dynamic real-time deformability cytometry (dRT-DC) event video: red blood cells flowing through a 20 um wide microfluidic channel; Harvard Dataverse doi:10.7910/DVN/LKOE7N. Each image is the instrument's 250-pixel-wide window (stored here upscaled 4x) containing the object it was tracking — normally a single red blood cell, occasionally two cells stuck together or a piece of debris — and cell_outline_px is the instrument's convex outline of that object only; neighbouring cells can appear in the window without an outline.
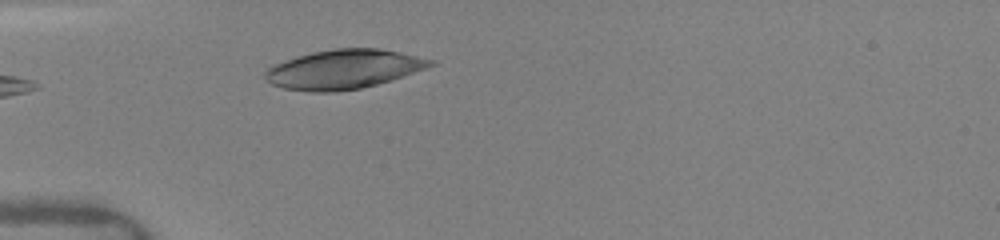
{"species": "human", "species_latin": "Homo sapiens", "temperature_condition": "warm", "stored_images_in_passage": 12, "camera_frame_rate_fps": 3000, "um_per_image_px": 0.085, "donor": {"sex": "female"}, "frame": {"image": 1, "passage_image": 1, "time_ms": 0.0, "image_size_px": [1000, 240], "cell_outline_px": [[436, 64], [376, 84], [360, 88], [336, 92], [308, 92], [284, 88], [272, 84], [264, 80], [264, 72], [268, 68], [276, 64], [312, 52], [336, 48], [376, 48], [436, 60]], "centroid_in_image_um": [29.16, 5.89], "position_along_channel_um": 55.8, "area_um2": 37.17}}
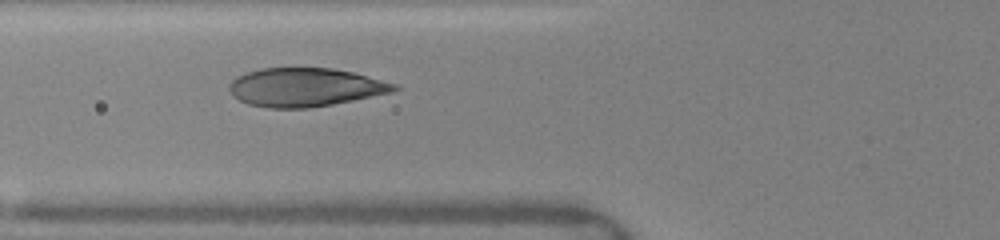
{"frame": {"image": 2, "passage_image": 3, "time_ms": 1.333, "image_size_px": [1000, 240], "cell_outline_px": [[404, 88], [392, 92], [332, 104], [308, 108], [268, 108], [248, 104], [232, 96], [228, 88], [228, 84], [236, 76], [260, 68], [332, 68], [352, 72], [396, 84]], "centroid_in_image_um": [25.91, 7.42], "position_along_channel_um": 99.9, "area_um2": 37.05}}